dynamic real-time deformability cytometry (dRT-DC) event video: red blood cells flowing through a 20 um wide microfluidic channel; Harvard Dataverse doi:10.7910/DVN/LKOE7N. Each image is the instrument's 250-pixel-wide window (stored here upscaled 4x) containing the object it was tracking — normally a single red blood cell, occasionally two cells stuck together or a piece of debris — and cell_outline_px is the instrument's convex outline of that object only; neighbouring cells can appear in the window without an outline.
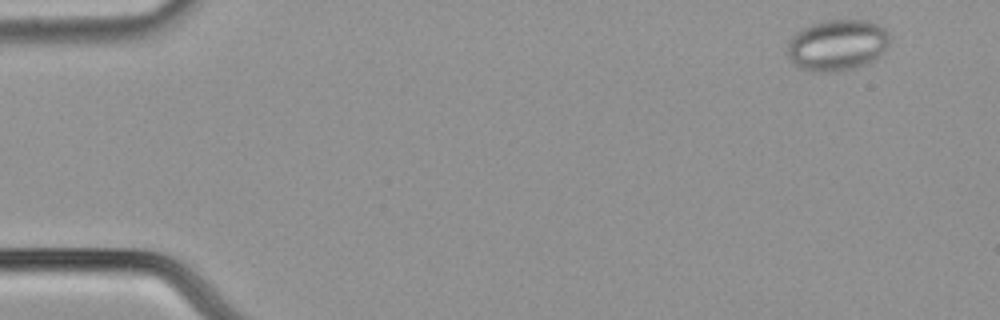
{"species": "common noctule bat (a hibernating species)", "species_latin": "Nyctalus noctula", "temperature_condition": "cold", "stored_images_in_passage": 28, "camera_frame_rate_fps": 3000, "um_per_image_px": 0.085, "animal": {"sex": "male", "body_mass_g": 21.5, "forearm_length_mm": 52.0}, "frame": {"image": 1, "passage_image": 2, "time_ms": 0.333, "image_size_px": [1000, 320], "cell_outline_px": [[888, 44], [884, 52], [876, 60], [868, 64], [856, 68], [836, 72], [812, 72], [800, 68], [792, 64], [788, 56], [788, 40], [796, 32], [812, 24], [824, 20], [868, 20], [880, 24], [888, 32]], "centroid_in_image_um": [71.18, 3.85], "position_along_channel_um": 13.8, "area_um2": 31.04}}
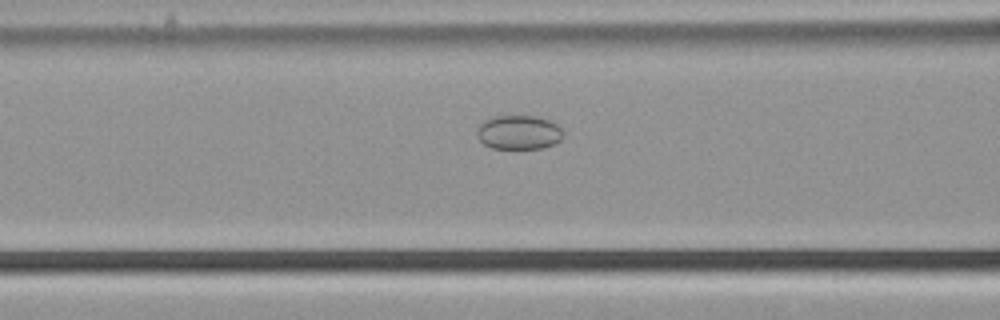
{"frame": {"image": 2, "passage_image": 20, "time_ms": 6.333, "image_size_px": [1000, 320], "cell_outline_px": [[564, 136], [556, 144], [544, 148], [492, 148], [484, 144], [476, 136], [476, 128], [484, 120], [492, 116], [536, 116], [548, 120], [556, 124], [564, 132]], "centroid_in_image_um": [44.09, 11.25], "position_along_channel_um": 122.5, "area_um2": 17.34}}
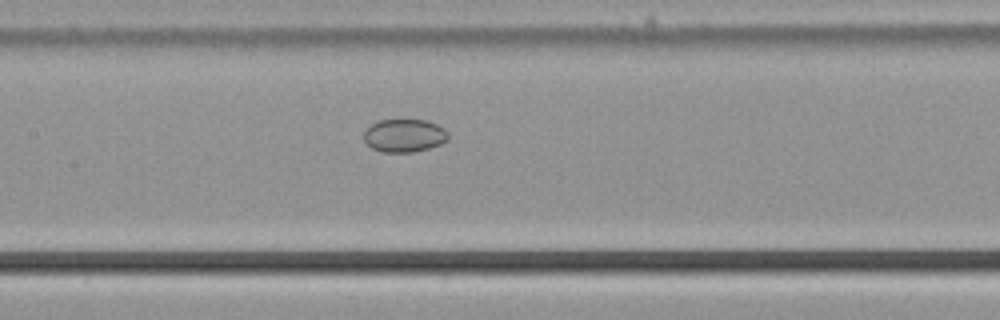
{"frame": {"image": 3, "passage_image": 24, "time_ms": 7.667, "image_size_px": [1000, 320], "cell_outline_px": [[448, 140], [440, 144], [428, 148], [412, 152], [384, 152], [372, 148], [364, 140], [364, 132], [372, 124], [380, 120], [428, 120], [444, 128], [448, 132]], "centroid_in_image_um": [34.39, 11.52], "position_along_channel_um": 173.0, "area_um2": 16.13}}